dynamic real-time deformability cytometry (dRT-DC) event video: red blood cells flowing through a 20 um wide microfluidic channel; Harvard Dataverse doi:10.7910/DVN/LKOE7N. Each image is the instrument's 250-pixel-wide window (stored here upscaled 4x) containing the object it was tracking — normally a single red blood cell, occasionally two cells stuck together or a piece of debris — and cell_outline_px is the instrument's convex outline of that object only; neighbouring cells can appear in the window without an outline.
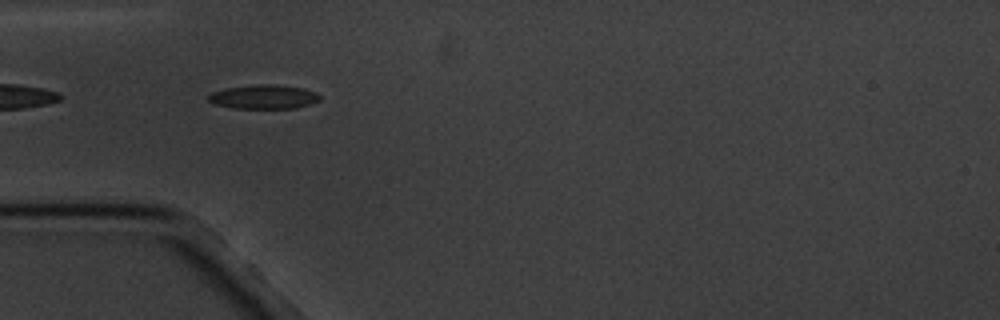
{"species": "common noctule bat (a hibernating species)", "species_latin": "Nyctalus noctula", "temperature_condition": "cold", "stored_images_in_passage": 3, "camera_frame_rate_fps": 3000, "um_per_image_px": 0.085, "animal": {"sex": "male", "body_mass_g": 20.1, "forearm_length_mm": 53.5}, "frame": {"image": 1, "passage_image": 2, "time_ms": 1.333, "image_size_px": [1000, 320], "cell_outline_px": [[320, 100], [296, 108], [232, 108], [216, 104], [208, 100], [208, 96], [212, 92], [224, 88], [256, 84], [276, 84], [304, 88], [316, 92], [320, 96]], "centroid_in_image_um": [22.42, 8.22], "position_along_channel_um": 62.6, "area_um2": 15.66}}